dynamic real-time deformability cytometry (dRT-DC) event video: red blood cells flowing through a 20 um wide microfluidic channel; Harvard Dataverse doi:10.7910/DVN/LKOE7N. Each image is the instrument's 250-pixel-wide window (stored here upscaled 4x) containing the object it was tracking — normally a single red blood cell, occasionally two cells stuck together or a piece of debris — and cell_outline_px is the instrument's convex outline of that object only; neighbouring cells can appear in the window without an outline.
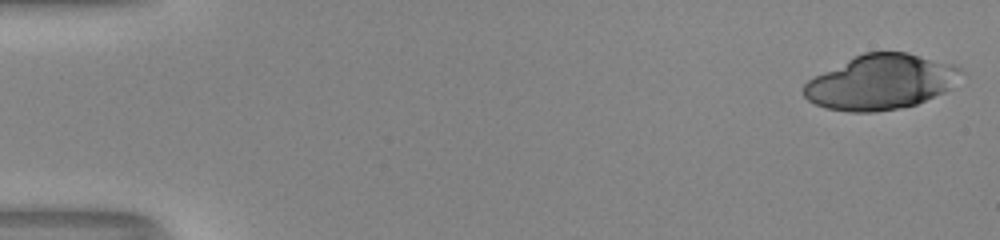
{"species": "human", "species_latin": "Homo sapiens", "temperature_condition": "room temperature", "stored_images_in_passage": 51, "camera_frame_rate_fps": 3000, "um_per_image_px": 0.085, "donor": {"sex": "male"}, "frame": {"image": 1, "passage_image": 1, "time_ms": 0.0, "image_size_px": [1000, 240], "cell_outline_px": [[964, 72], [952, 88], [944, 92], [916, 104], [876, 112], [848, 112], [824, 108], [808, 100], [804, 96], [804, 84], [808, 80], [864, 52], [908, 52], [960, 64]], "centroid_in_image_um": [74.96, 6.97], "position_along_channel_um": 10.0, "area_um2": 50.4}}
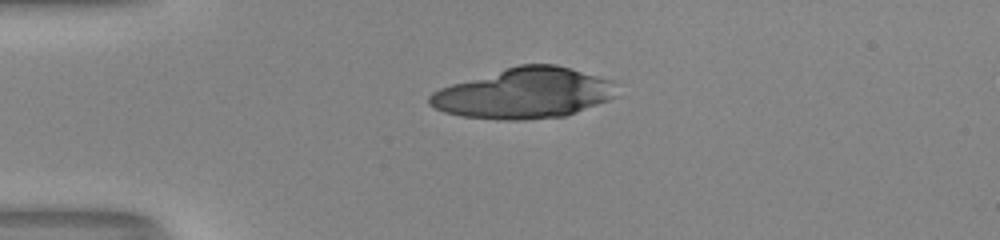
{"frame": {"image": 2, "passage_image": 13, "time_ms": 4.0, "image_size_px": [1000, 240], "cell_outline_px": [[620, 96], [576, 112], [564, 116], [524, 120], [504, 120], [460, 116], [444, 112], [428, 104], [428, 96], [432, 92], [440, 88], [452, 84], [520, 64], [556, 64], [612, 80], [620, 84]], "centroid_in_image_um": [44.63, 7.93], "position_along_channel_um": 40.4, "area_um2": 55.31}}